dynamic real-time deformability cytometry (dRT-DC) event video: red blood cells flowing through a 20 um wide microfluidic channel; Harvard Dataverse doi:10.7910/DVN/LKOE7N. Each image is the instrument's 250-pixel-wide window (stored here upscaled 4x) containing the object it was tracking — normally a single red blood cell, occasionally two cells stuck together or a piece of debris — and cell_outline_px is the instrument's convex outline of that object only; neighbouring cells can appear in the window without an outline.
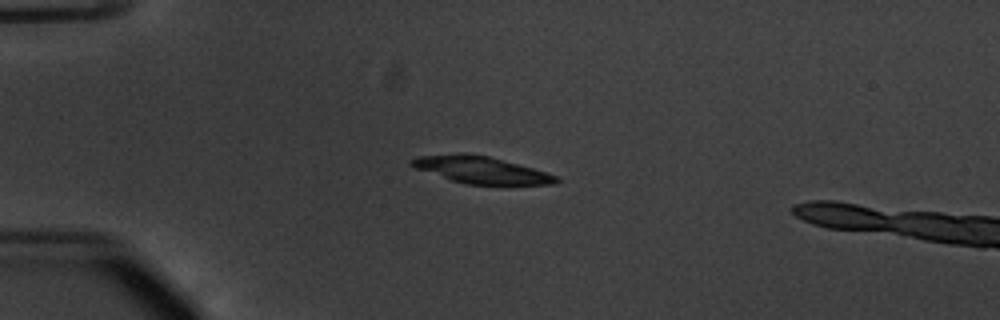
{"species": "common noctule bat (a hibernating species)", "species_latin": "Nyctalus noctula", "temperature_condition": "warm", "stored_images_in_passage": 7, "camera_frame_rate_fps": 3000, "um_per_image_px": 0.085, "animal": {"sex": "male", "body_mass_g": 20.1, "forearm_length_mm": 53.5}, "frame": {"image": 1, "passage_image": 3, "time_ms": 0.667, "image_size_px": [1000, 320], "cell_outline_px": [[560, 180], [556, 184], [468, 184], [452, 180], [416, 168], [408, 164], [412, 160], [420, 156], [460, 152], [464, 152], [488, 156], [532, 168], [556, 176]], "centroid_in_image_um": [40.87, 14.43], "position_along_channel_um": 44.1, "area_um2": 22.25}}